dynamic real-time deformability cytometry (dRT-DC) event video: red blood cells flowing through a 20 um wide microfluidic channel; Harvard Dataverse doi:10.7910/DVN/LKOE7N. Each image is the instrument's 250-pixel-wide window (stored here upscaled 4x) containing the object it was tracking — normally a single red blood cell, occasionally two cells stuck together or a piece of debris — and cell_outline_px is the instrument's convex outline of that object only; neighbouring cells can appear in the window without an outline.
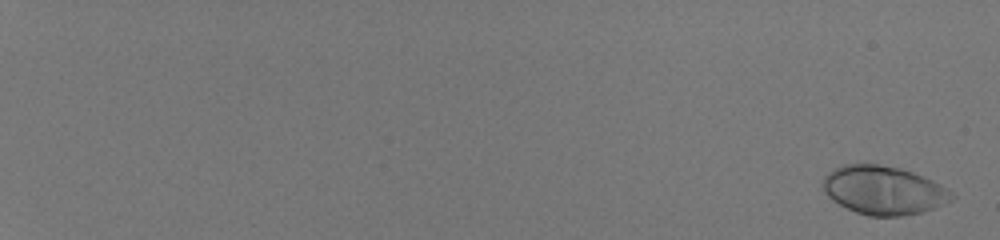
{"species": "human", "species_latin": "Homo sapiens", "temperature_condition": "room temperature", "stored_images_in_passage": 25, "camera_frame_rate_fps": 3000, "um_per_image_px": 0.085, "donor": {"sex": "male"}, "frame": {"image": 1, "passage_image": 3, "time_ms": 0.667, "image_size_px": [1000, 240], "cell_outline_px": [[956, 196], [952, 200], [932, 208], [920, 212], [904, 216], [868, 216], [856, 212], [832, 200], [824, 192], [824, 176], [832, 168], [844, 164], [880, 164], [900, 168], [912, 172], [932, 180], [940, 184], [952, 192]], "centroid_in_image_um": [75.09, 16.16], "position_along_channel_um": 9.9, "area_um2": 36.36}}
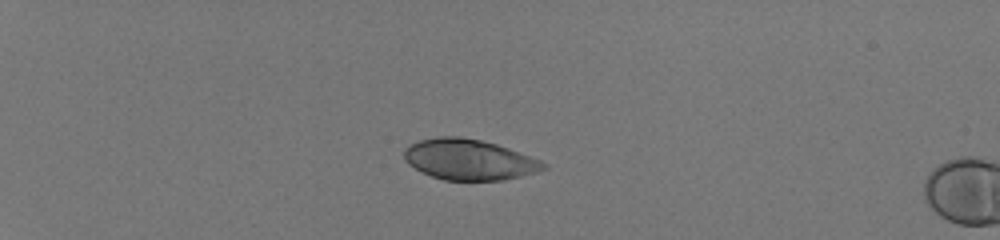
{"frame": {"image": 2, "passage_image": 20, "time_ms": 6.333, "image_size_px": [1000, 240], "cell_outline_px": [[548, 168], [536, 172], [504, 180], [444, 180], [432, 176], [408, 164], [404, 160], [404, 148], [408, 144], [420, 140], [436, 136], [460, 136], [480, 140], [496, 144], [508, 148], [540, 160], [548, 164]], "centroid_in_image_um": [39.86, 13.55], "position_along_channel_um": 45.1, "area_um2": 33.0}}